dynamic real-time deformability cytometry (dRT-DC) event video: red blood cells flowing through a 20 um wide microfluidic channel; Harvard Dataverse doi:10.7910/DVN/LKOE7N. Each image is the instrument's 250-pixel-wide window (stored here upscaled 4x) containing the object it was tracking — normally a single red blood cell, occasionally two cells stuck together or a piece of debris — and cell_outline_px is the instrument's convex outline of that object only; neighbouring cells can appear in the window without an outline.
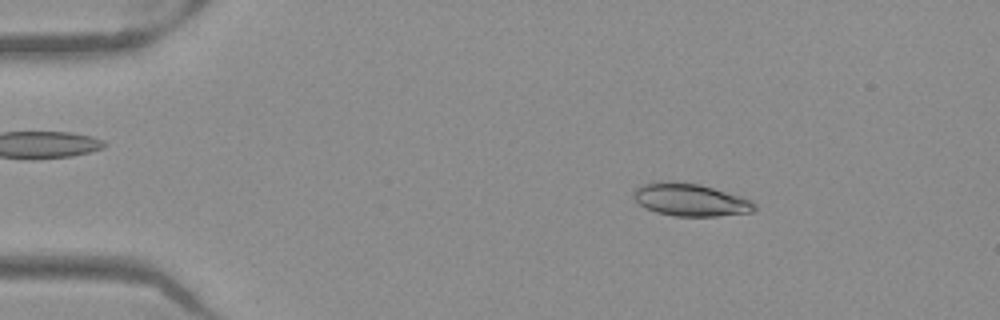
{"species": "Egyptian fruit bat (a non-hibernating species)", "species_latin": "Rousettus aegyptiacus", "temperature_condition": "warm", "stored_images_in_passage": 47, "camera_frame_rate_fps": 3000, "um_per_image_px": 0.085, "frame": {"image": 1, "passage_image": 8, "time_ms": 2.333, "image_size_px": [1000, 320], "cell_outline_px": [[756, 208], [752, 212], [716, 216], [676, 216], [656, 212], [644, 208], [632, 196], [632, 192], [640, 184], [656, 180], [700, 184], [740, 196], [752, 200], [756, 204]], "centroid_in_image_um": [58.64, 16.97], "position_along_channel_um": 26.4, "area_um2": 23.12}}
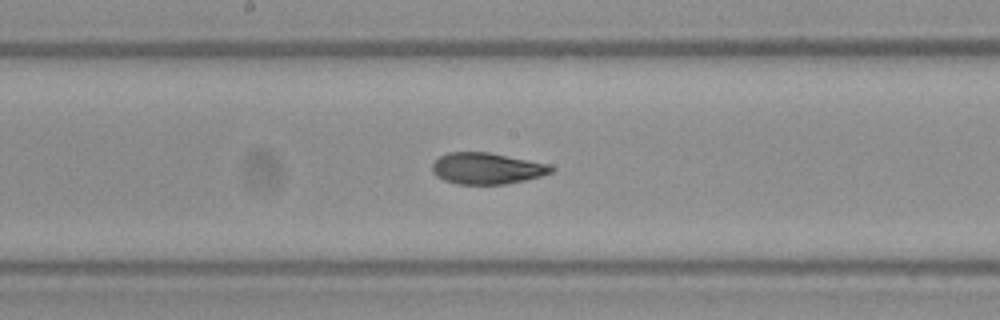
{"frame": {"image": 2, "passage_image": 27, "time_ms": 8.667, "image_size_px": [1000, 320], "cell_outline_px": [[556, 168], [552, 172], [540, 176], [524, 180], [504, 184], [456, 184], [444, 180], [436, 176], [432, 172], [432, 164], [440, 156], [448, 152], [488, 152], [548, 164]], "centroid_in_image_um": [41.35, 14.32], "position_along_channel_um": 206.8, "area_um2": 21.62}}
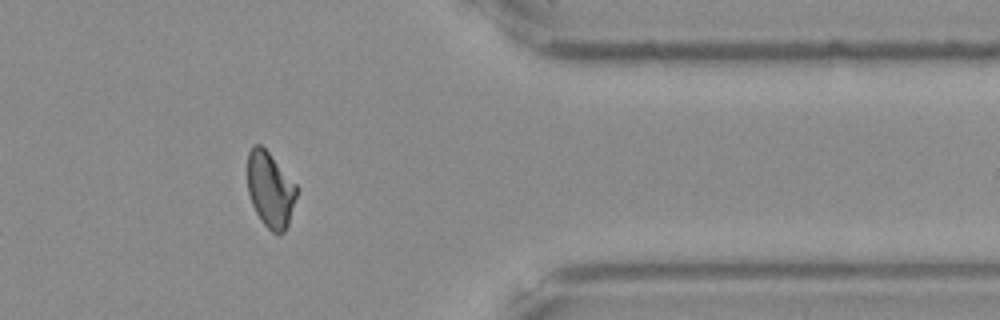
{"frame": {"image": 3, "passage_image": 42, "time_ms": 13.667, "image_size_px": [1000, 320], "cell_outline_px": [[300, 188], [288, 224], [284, 232], [276, 236], [260, 220], [252, 204], [248, 192], [248, 152], [252, 144], [260, 144], [268, 152]], "centroid_in_image_um": [22.99, 16.14], "position_along_channel_um": 388.4, "area_um2": 21.85}, "authors_computed_cell_mechanics": {"area_um2": 22.1952, "velocity_mm_per_s": 3.9754, "shape_relaxation_time_tau1_ms": 6.3046, "shape_relaxation_time_tau2_ms": 1.1963, "deformation_change_tau1": 0.1854, "deformation_change_tau2": 0.0624}}